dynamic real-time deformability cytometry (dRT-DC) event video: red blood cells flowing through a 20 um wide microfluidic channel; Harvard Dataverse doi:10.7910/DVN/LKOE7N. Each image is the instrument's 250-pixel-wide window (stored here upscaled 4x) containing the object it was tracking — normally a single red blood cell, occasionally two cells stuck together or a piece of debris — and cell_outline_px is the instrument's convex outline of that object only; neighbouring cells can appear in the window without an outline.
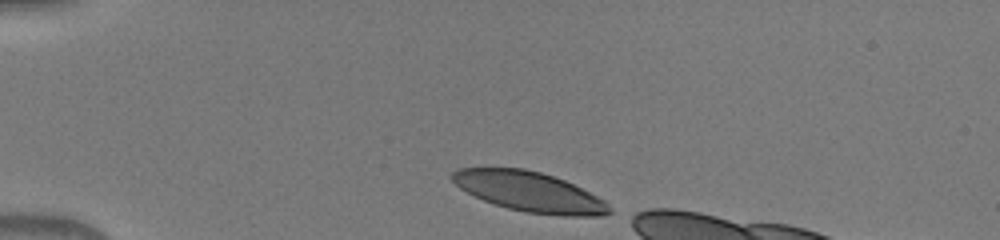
{"species": "human", "species_latin": "Homo sapiens", "temperature_condition": "warm", "stored_images_in_passage": 34, "camera_frame_rate_fps": 3000, "um_per_image_px": 0.085, "donor": {"sex": "male"}, "frame": {"image": 1, "passage_image": 1, "time_ms": 0.0, "image_size_px": [1000, 240], "cell_outline_px": [[612, 212], [600, 216], [560, 216], [524, 212], [508, 208], [484, 200], [460, 188], [448, 176], [452, 172], [460, 168], [524, 168], [540, 172], [564, 180], [604, 200], [612, 208]], "centroid_in_image_um": [45.0, 16.3], "position_along_channel_um": 40.0, "area_um2": 36.3}}
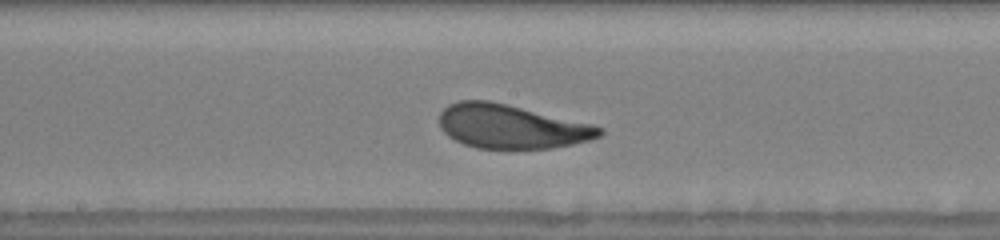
{"frame": {"image": 2, "passage_image": 17, "time_ms": 5.333, "image_size_px": [1000, 240], "cell_outline_px": [[604, 132], [600, 136], [588, 140], [572, 144], [552, 148], [476, 148], [464, 144], [448, 136], [440, 128], [440, 112], [448, 104], [460, 100], [488, 100], [592, 124], [604, 128]], "centroid_in_image_um": [43.44, 10.75], "position_along_channel_um": 204.8, "area_um2": 40.69}}
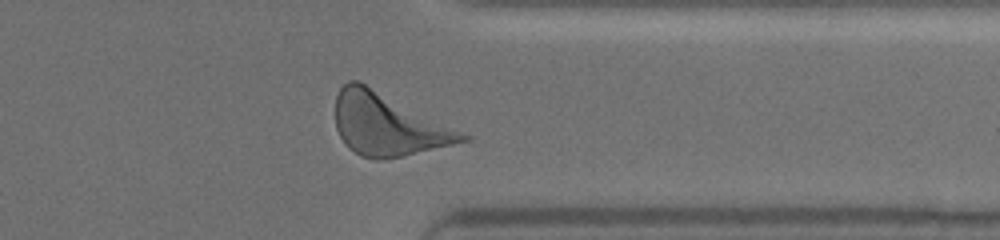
{"frame": {"image": 3, "passage_image": 30, "time_ms": 9.667, "image_size_px": [1000, 240], "cell_outline_px": [[472, 140], [404, 156], [380, 160], [372, 160], [360, 156], [348, 148], [344, 144], [336, 128], [336, 96], [340, 88], [348, 80], [356, 80], [472, 136]], "centroid_in_image_um": [32.97, 10.63], "position_along_channel_um": 378.4, "area_um2": 45.66}}